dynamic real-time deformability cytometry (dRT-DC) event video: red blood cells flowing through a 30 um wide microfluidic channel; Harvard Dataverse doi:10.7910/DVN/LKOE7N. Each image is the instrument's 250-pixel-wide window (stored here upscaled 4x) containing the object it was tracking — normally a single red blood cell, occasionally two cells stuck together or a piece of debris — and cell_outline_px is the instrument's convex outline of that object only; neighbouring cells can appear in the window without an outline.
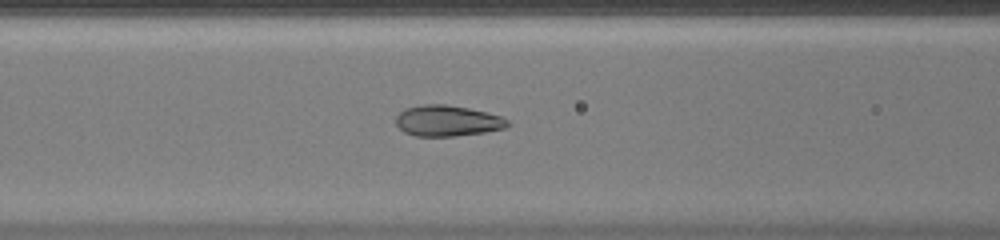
{"species": "common noctule bat (a hibernating species)", "species_latin": "Nyctalus noctula", "temperature_condition": "warm", "stored_images_in_passage": 40, "camera_frame_rate_fps": 3000, "um_per_image_px": 0.085, "animal": {"sex": "female", "body_mass_g": 20.0, "forearm_length_mm": 54.0}, "frame": {"image": 1, "passage_image": 13, "time_ms": 4.0, "image_size_px": [1000, 240], "cell_outline_px": [[512, 124], [504, 128], [484, 132], [456, 136], [416, 136], [404, 132], [396, 124], [396, 116], [404, 108], [424, 104], [448, 104], [468, 108], [500, 116], [508, 120]], "centroid_in_image_um": [38.01, 10.26], "position_along_channel_um": 128.6, "area_um2": 20.11}}
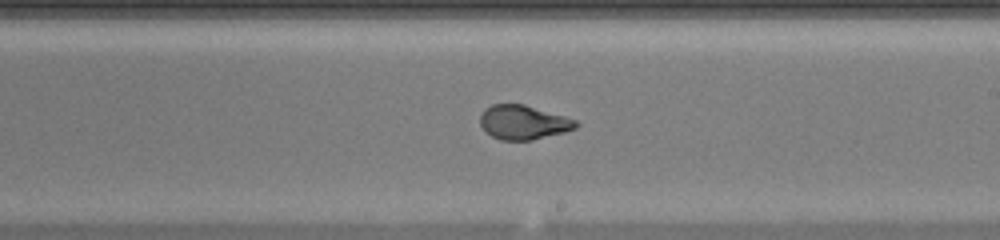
{"frame": {"image": 2, "passage_image": 21, "time_ms": 6.667, "image_size_px": [1000, 240], "cell_outline_px": [[580, 124], [576, 128], [564, 132], [532, 140], [500, 140], [484, 132], [480, 124], [480, 116], [484, 108], [492, 104], [524, 104], [564, 116], [576, 120]], "centroid_in_image_um": [44.46, 10.4], "position_along_channel_um": 244.5, "area_um2": 19.19}}
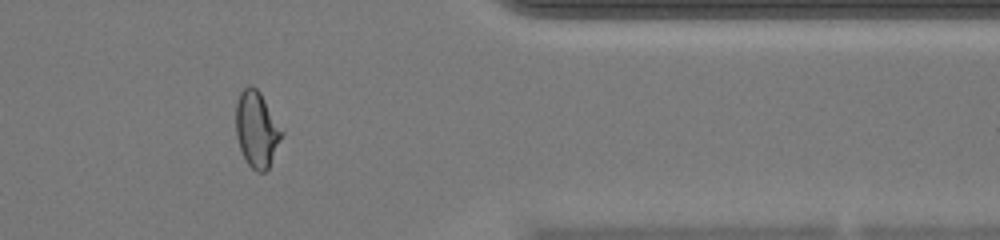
{"frame": {"image": 3, "passage_image": 32, "time_ms": 10.333, "image_size_px": [1000, 240], "cell_outline_px": [[284, 132], [268, 168], [264, 172], [256, 172], [248, 164], [240, 148], [236, 136], [236, 104], [240, 92], [248, 84], [252, 84], [260, 92]], "centroid_in_image_um": [21.81, 10.97], "position_along_channel_um": 389.6, "area_um2": 20.17}, "authors_computed_cell_mechanics": {"area_um2": 20.2589, "velocity_mm_per_s": 4.3575, "shape_relaxation_time_tau1_ms": 10.9917, "shape_relaxation_time_tau2_ms": null, "deformation_change_tau1": 0.3801, "deformation_change_tau2": null}}